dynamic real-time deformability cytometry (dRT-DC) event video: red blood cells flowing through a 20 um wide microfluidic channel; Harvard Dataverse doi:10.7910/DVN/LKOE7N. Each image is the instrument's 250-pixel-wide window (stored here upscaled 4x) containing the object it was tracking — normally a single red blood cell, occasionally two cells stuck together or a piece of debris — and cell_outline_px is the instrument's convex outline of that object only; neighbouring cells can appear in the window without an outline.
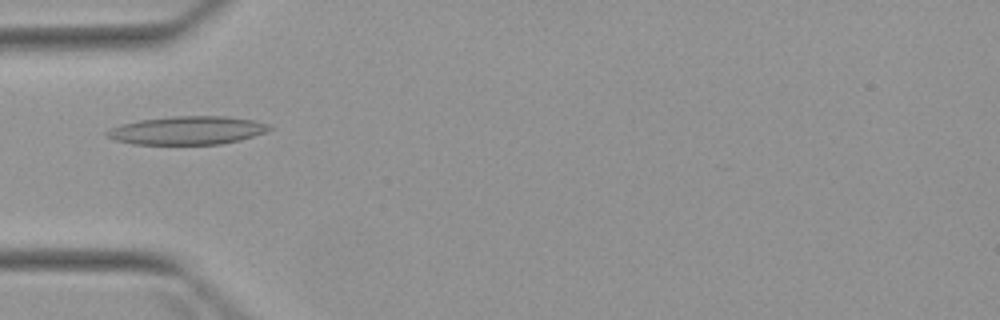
{"species": "Egyptian fruit bat (a non-hibernating species)", "species_latin": "Rousettus aegyptiacus", "temperature_condition": "warm", "stored_images_in_passage": 1, "camera_frame_rate_fps": 3000, "um_per_image_px": 0.085, "animal": {"sex": "female"}, "frame": {"image": 1, "passage_image": 1, "time_ms": 0.0, "image_size_px": [1000, 320], "cell_outline_px": [[272, 128], [268, 132], [240, 140], [220, 144], [132, 144], [116, 140], [108, 136], [104, 132], [120, 124], [140, 120], [172, 116], [228, 116], [252, 120], [268, 124]], "centroid_in_image_um": [15.95, 11.08], "position_along_channel_um": 69.1, "area_um2": 26.76}}